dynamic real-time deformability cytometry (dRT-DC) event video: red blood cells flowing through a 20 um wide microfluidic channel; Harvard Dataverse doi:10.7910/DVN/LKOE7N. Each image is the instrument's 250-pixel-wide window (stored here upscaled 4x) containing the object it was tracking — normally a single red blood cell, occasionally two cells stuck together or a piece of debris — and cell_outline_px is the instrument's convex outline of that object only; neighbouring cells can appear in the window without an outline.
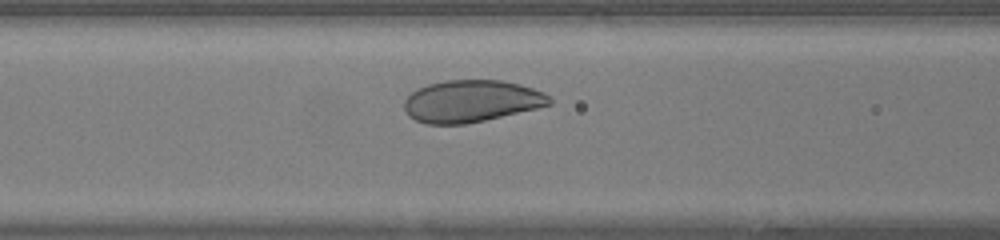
{"species": "human", "species_latin": "Homo sapiens", "temperature_condition": "warm", "stored_images_in_passage": 29, "camera_frame_rate_fps": 3000, "um_per_image_px": 0.085, "donor": {"sex": "female"}, "frame": {"image": 1, "passage_image": 9, "time_ms": 2.667, "image_size_px": [1000, 240], "cell_outline_px": [[552, 104], [536, 108], [484, 120], [464, 124], [428, 124], [416, 120], [408, 116], [404, 108], [404, 100], [412, 92], [428, 84], [448, 80], [500, 80], [520, 84], [544, 92], [552, 100]], "centroid_in_image_um": [40.05, 8.59], "position_along_channel_um": 126.5, "area_um2": 35.32}}
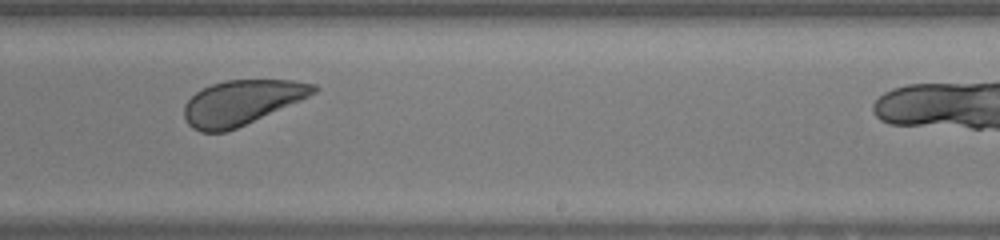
{"frame": {"image": 2, "passage_image": 19, "time_ms": 6.0, "image_size_px": [1000, 240], "cell_outline_px": [[320, 88], [316, 92], [300, 100], [236, 128], [224, 132], [200, 132], [192, 128], [188, 124], [184, 116], [184, 104], [196, 92], [212, 84], [224, 80], [292, 80], [316, 84]], "centroid_in_image_um": [20.52, 8.7], "position_along_channel_um": 268.5, "area_um2": 33.41}}
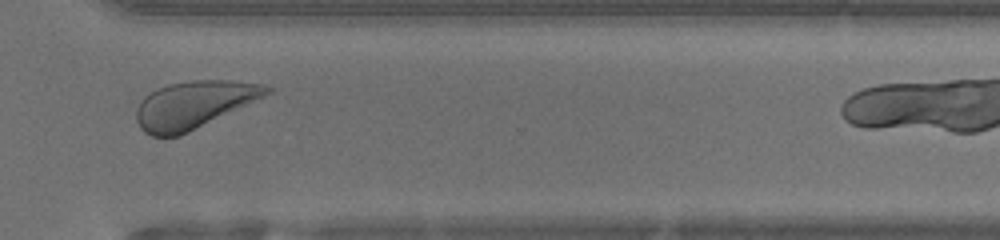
{"frame": {"image": 3, "passage_image": 25, "time_ms": 8.0, "image_size_px": [1000, 240], "cell_outline_px": [[272, 92], [264, 96], [180, 136], [152, 136], [144, 132], [140, 128], [136, 120], [136, 108], [140, 100], [144, 96], [160, 88], [172, 84], [192, 80], [232, 80], [264, 84], [272, 88]], "centroid_in_image_um": [16.46, 8.9], "position_along_channel_um": 354.1, "area_um2": 35.6}}